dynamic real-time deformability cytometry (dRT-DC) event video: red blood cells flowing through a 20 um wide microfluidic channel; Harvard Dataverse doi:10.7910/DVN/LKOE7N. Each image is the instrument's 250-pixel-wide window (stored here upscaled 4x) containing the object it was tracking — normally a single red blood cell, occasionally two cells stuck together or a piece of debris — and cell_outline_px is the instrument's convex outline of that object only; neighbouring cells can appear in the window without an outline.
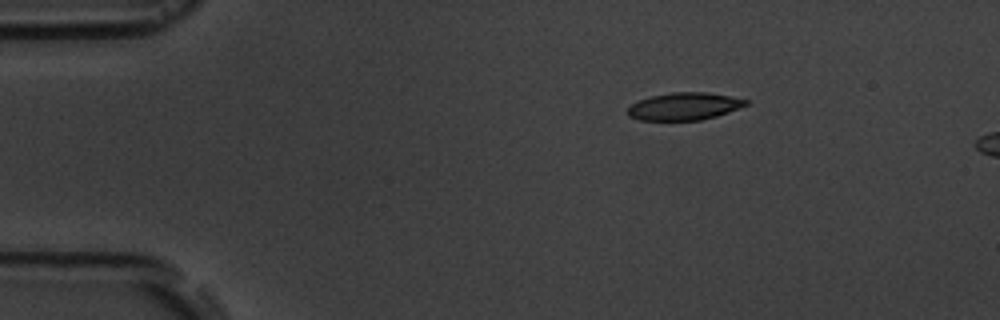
{"species": "common noctule bat (a hibernating species)", "species_latin": "Nyctalus noctula", "temperature_condition": "room temperature", "stored_images_in_passage": 2, "camera_frame_rate_fps": 3000, "um_per_image_px": 0.085, "animal": {"sex": "male", "body_mass_g": 19.5, "forearm_length_mm": 54.6}, "frame": {"image": 1, "passage_image": 1, "time_ms": 0.0, "image_size_px": [1000, 320], "cell_outline_px": [[748, 104], [716, 116], [700, 120], [640, 120], [628, 116], [628, 108], [632, 104], [640, 100], [652, 96], [672, 92], [708, 92], [748, 100]], "centroid_in_image_um": [58.14, 9.04], "position_along_channel_um": 26.9, "area_um2": 18.61}}